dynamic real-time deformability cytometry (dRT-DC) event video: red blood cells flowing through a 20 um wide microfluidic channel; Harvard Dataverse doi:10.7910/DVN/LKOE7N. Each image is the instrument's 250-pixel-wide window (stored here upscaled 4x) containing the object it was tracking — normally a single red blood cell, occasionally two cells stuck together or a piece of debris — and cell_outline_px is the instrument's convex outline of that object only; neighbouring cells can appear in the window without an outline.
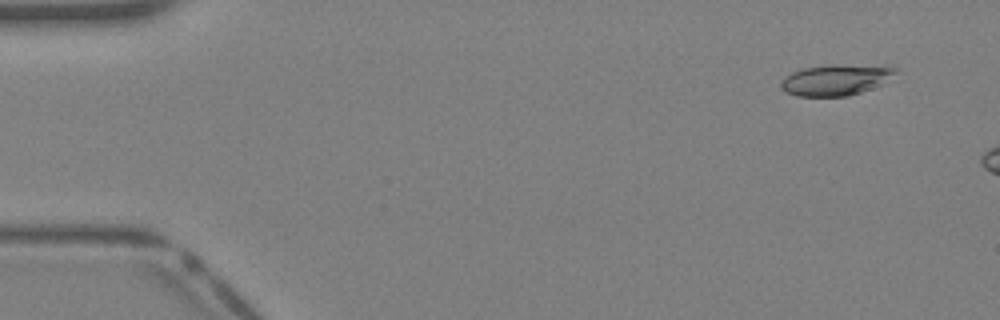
{"species": "Egyptian fruit bat (a non-hibernating species)", "species_latin": "Rousettus aegyptiacus", "temperature_condition": "warm", "stored_images_in_passage": 5, "camera_frame_rate_fps": 3000, "um_per_image_px": 0.085, "animal": {"sex": "female"}, "frame": {"image": 1, "passage_image": 1, "time_ms": 0.0, "image_size_px": [1000, 320], "cell_outline_px": [[896, 72], [880, 84], [872, 88], [848, 96], [796, 96], [780, 88], [780, 84], [784, 76], [792, 72], [804, 68], [828, 64], [832, 64], [896, 68]], "centroid_in_image_um": [70.93, 6.8], "position_along_channel_um": 14.1, "area_um2": 20.17}}